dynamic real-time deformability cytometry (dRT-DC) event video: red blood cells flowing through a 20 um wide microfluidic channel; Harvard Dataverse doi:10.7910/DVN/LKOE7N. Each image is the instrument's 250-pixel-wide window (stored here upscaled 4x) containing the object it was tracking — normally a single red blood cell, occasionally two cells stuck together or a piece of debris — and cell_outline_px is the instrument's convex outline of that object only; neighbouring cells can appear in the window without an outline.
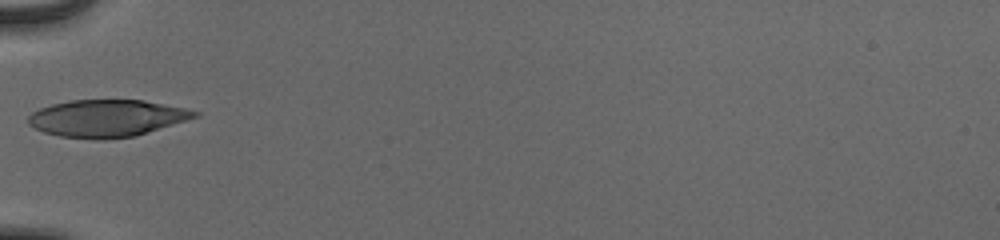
{"species": "human", "species_latin": "Homo sapiens", "temperature_condition": "cold", "stored_images_in_passage": 34, "camera_frame_rate_fps": 3000, "um_per_image_px": 0.085, "donor": {"sex": "male"}, "frame": {"image": 1, "passage_image": 1, "time_ms": 0.0, "image_size_px": [1000, 240], "cell_outline_px": [[200, 116], [136, 136], [104, 140], [96, 140], [60, 136], [44, 132], [28, 124], [28, 116], [32, 112], [40, 108], [52, 104], [68, 100], [144, 100], [184, 108], [200, 112]], "centroid_in_image_um": [9.08, 10.06], "position_along_channel_um": 75.9, "area_um2": 36.13}}
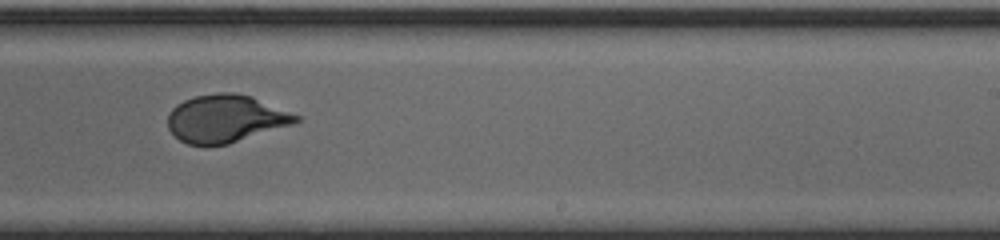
{"frame": {"image": 2, "passage_image": 16, "time_ms": 5.0, "image_size_px": [1000, 240], "cell_outline_px": [[300, 120], [292, 124], [228, 144], [204, 148], [188, 144], [180, 140], [168, 128], [168, 112], [176, 104], [184, 100], [196, 96], [220, 92], [232, 92], [252, 96], [300, 116]], "centroid_in_image_um": [19.14, 10.1], "position_along_channel_um": 269.9, "area_um2": 35.78}}
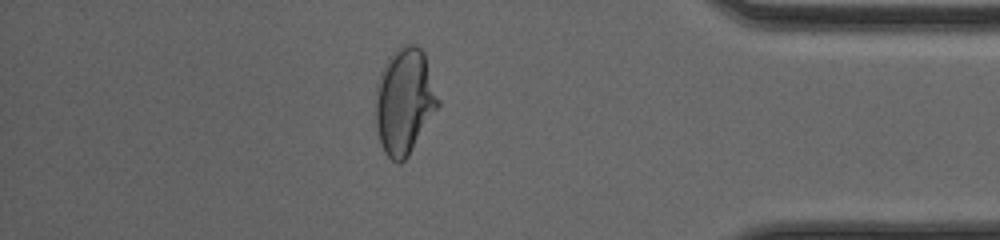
{"frame": {"image": 3, "passage_image": 28, "time_ms": 9.0, "image_size_px": [1000, 240], "cell_outline_px": [[440, 104], [408, 156], [400, 164], [392, 160], [384, 152], [380, 144], [376, 128], [376, 88], [380, 72], [388, 56], [400, 44], [416, 44], [424, 52], [440, 100]], "centroid_in_image_um": [34.37, 8.57], "position_along_channel_um": 400.8, "area_um2": 38.9}, "authors_computed_cell_mechanics": {"area_um2": 35.9516, "velocity_mm_per_s": 3.892, "shape_relaxation_time_tau1_ms": 5.1978, "shape_relaxation_time_tau2_ms": null, "deformation_change_tau1": 0.2057, "deformation_change_tau2": null}}